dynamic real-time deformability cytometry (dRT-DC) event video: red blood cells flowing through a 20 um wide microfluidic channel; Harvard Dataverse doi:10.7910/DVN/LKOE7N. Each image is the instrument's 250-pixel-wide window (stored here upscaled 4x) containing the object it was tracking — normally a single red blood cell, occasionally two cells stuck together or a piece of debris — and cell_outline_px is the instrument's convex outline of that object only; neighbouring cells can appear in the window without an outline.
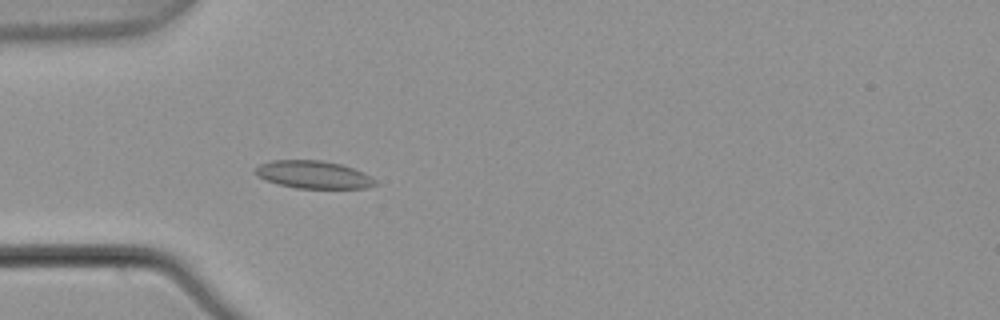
{"species": "common noctule bat (a hibernating species)", "species_latin": "Nyctalus noctula", "temperature_condition": "warm", "stored_images_in_passage": 4, "camera_frame_rate_fps": 3000, "um_per_image_px": 0.085, "animal": {"sex": "male", "body_mass_g": 21.5, "forearm_length_mm": 52.0}, "frame": {"image": 1, "passage_image": 4, "time_ms": 1.0, "image_size_px": [1000, 320], "cell_outline_px": [[380, 184], [364, 188], [296, 188], [280, 184], [268, 180], [260, 176], [256, 172], [256, 168], [260, 164], [272, 160], [320, 160], [340, 164], [364, 172], [372, 176]], "centroid_in_image_um": [26.72, 14.84], "position_along_channel_um": 58.3, "area_um2": 19.13}}